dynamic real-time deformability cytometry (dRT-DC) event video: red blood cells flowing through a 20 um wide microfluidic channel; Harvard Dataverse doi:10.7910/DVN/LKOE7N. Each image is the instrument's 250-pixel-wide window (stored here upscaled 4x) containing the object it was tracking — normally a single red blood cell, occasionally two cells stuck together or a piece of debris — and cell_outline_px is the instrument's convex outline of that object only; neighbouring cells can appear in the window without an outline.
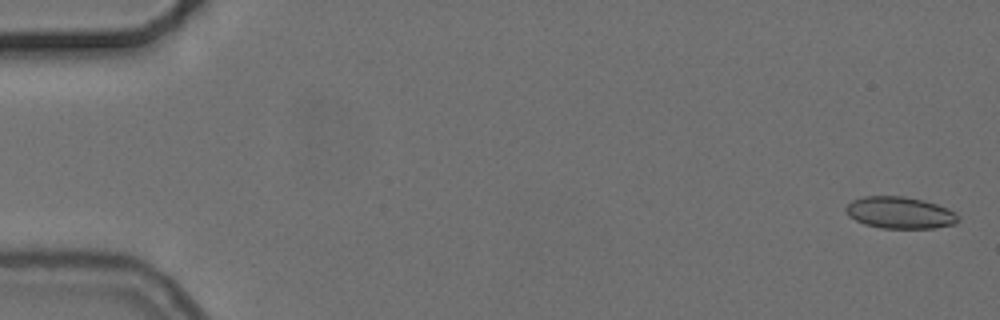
{"species": "common noctule bat (a hibernating species)", "species_latin": "Nyctalus noctula", "temperature_condition": "cold", "stored_images_in_passage": 6, "segment_of_instrument_passage": [1, 2], "camera_frame_rate_fps": 3000, "um_per_image_px": 0.085, "animal": {"sex": "female", "body_mass_g": 24.6, "forearm_length_mm": 56.2}, "frame": {"image": 1, "passage_image": 1, "time_ms": 0.0, "image_size_px": [1000, 320], "cell_outline_px": [[960, 220], [956, 224], [936, 228], [880, 228], [864, 224], [848, 216], [844, 208], [852, 200], [864, 196], [904, 196], [924, 200], [936, 204], [960, 216]], "centroid_in_image_um": [76.47, 18.08], "position_along_channel_um": 8.5, "area_um2": 20.87}}
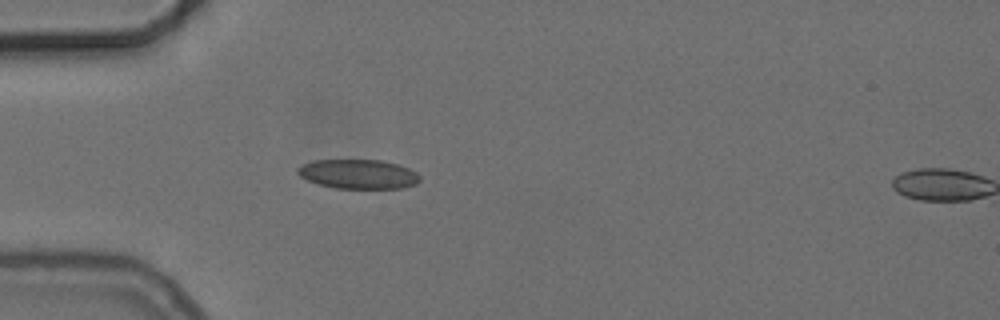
{"frame": {"image": 2, "passage_image": 5, "time_ms": 5.0, "image_size_px": [1000, 320], "cell_outline_px": [[420, 180], [416, 184], [404, 188], [336, 188], [320, 184], [308, 180], [300, 176], [296, 172], [296, 168], [312, 160], [380, 160], [400, 164], [416, 172], [420, 176]], "centroid_in_image_um": [30.47, 14.79], "position_along_channel_um": 54.5, "area_um2": 20.92}}